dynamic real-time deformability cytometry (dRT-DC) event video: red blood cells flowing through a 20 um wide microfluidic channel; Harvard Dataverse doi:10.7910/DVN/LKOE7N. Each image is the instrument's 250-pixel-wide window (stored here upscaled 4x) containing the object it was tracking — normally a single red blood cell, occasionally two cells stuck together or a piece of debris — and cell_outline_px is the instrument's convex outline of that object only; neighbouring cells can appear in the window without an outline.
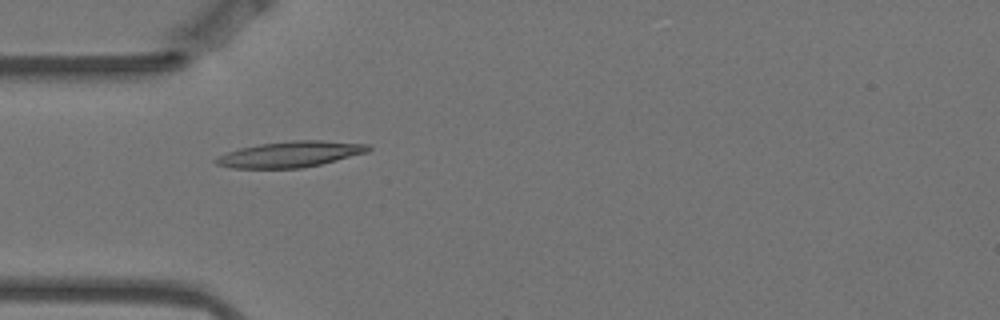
{"species": "Egyptian fruit bat (a non-hibernating species)", "species_latin": "Rousettus aegyptiacus", "temperature_condition": "warm", "stored_images_in_passage": 4, "camera_frame_rate_fps": 3000, "um_per_image_px": 0.085, "animal": {"sex": "female"}, "frame": {"image": 1, "passage_image": 3, "time_ms": 0.667, "image_size_px": [1000, 320], "cell_outline_px": [[372, 148], [368, 152], [320, 164], [300, 168], [232, 168], [216, 164], [212, 160], [228, 152], [240, 148], [260, 144], [292, 140], [320, 140], [372, 144]], "centroid_in_image_um": [24.71, 13.1], "position_along_channel_um": 60.3, "area_um2": 22.89}}